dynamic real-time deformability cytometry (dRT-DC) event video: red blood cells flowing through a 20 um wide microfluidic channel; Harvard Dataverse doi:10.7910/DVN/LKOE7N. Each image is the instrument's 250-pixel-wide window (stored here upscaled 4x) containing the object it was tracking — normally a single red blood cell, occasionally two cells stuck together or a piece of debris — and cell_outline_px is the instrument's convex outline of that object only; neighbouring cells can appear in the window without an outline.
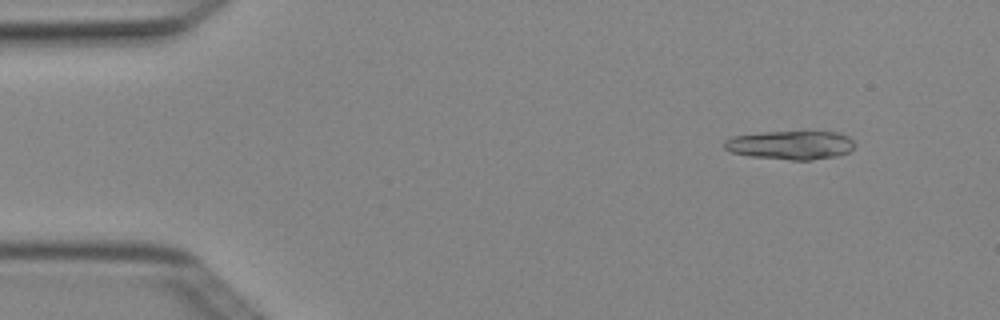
{"species": "Egyptian fruit bat (a non-hibernating species)", "species_latin": "Rousettus aegyptiacus", "temperature_condition": "cold", "stored_images_in_passage": 7, "segment_of_instrument_passage": [1, 2], "camera_frame_rate_fps": 3000, "um_per_image_px": 0.085, "animal": {"sex": "female"}, "frame": {"image": 1, "passage_image": 2, "time_ms": 0.333, "image_size_px": [1000, 320], "cell_outline_px": [[856, 144], [848, 152], [836, 156], [812, 160], [792, 160], [748, 156], [732, 152], [724, 148], [720, 144], [724, 140], [732, 136], [760, 132], [804, 128], [808, 128], [836, 132], [848, 136]], "centroid_in_image_um": [67.2, 12.27], "position_along_channel_um": 17.8, "area_um2": 23.12}}
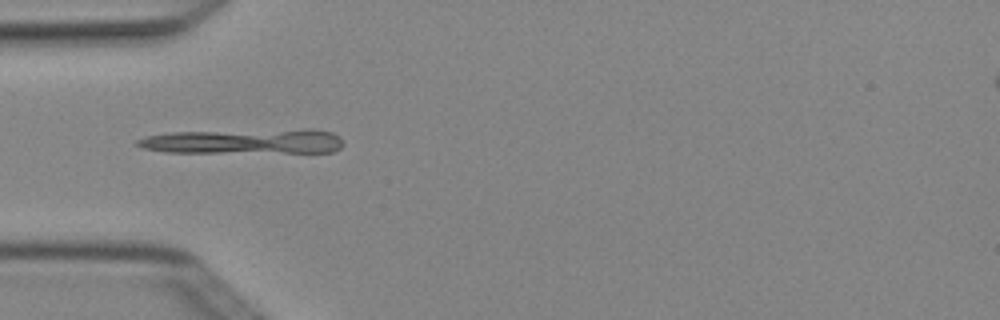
{"frame": {"image": 2, "passage_image": 5, "time_ms": 1.333, "image_size_px": [1000, 320], "cell_outline_px": [[344, 144], [340, 148], [332, 152], [164, 152], [140, 148], [132, 144], [136, 140], [144, 136], [168, 132], [308, 128], [312, 128], [332, 132], [340, 136], [344, 140]], "centroid_in_image_um": [20.73, 12.0], "position_along_channel_um": 64.3, "area_um2": 30.81}}